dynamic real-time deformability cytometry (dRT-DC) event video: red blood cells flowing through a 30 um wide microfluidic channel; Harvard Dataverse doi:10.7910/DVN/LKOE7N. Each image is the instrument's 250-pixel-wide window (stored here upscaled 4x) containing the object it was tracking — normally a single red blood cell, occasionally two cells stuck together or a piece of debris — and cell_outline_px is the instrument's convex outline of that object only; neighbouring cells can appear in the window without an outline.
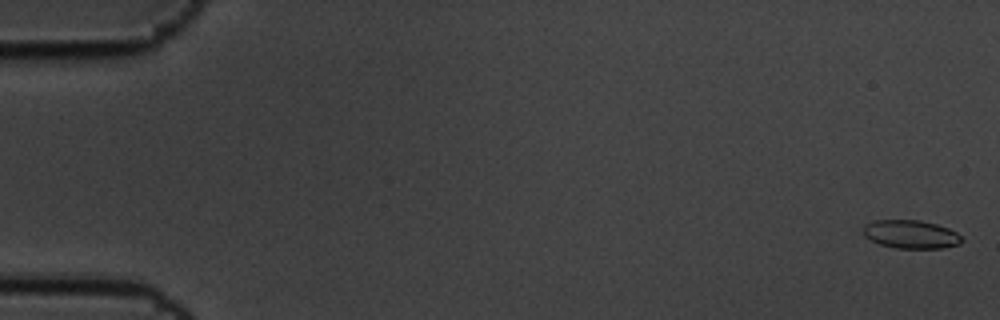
{"species": "common noctule bat (a hibernating species)", "species_latin": "Nyctalus noctula", "temperature_condition": "cold", "stored_images_in_passage": 8, "camera_frame_rate_fps": 3000, "um_per_image_px": 0.085, "animal": {"sex": "male", "body_mass_g": 19.5, "forearm_length_mm": 54.6}, "frame": {"image": 1, "passage_image": 1, "time_ms": 0.0, "image_size_px": [1000, 320], "cell_outline_px": [[964, 240], [960, 244], [940, 248], [896, 248], [880, 244], [864, 236], [864, 224], [876, 220], [920, 220], [936, 224], [948, 228], [956, 232]], "centroid_in_image_um": [77.43, 19.91], "position_along_channel_um": 7.6, "area_um2": 16.18}}
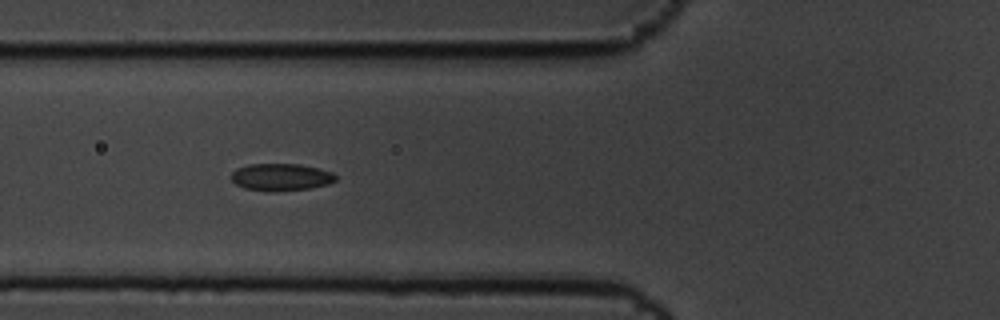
{"frame": {"image": 2, "passage_image": 7, "time_ms": 2.0, "image_size_px": [1000, 320], "cell_outline_px": [[336, 180], [328, 184], [312, 188], [272, 192], [244, 188], [236, 184], [232, 180], [232, 172], [236, 168], [248, 164], [300, 164], [332, 172], [336, 176]], "centroid_in_image_um": [23.87, 15.06], "position_along_channel_um": 101.9, "area_um2": 16.59}}
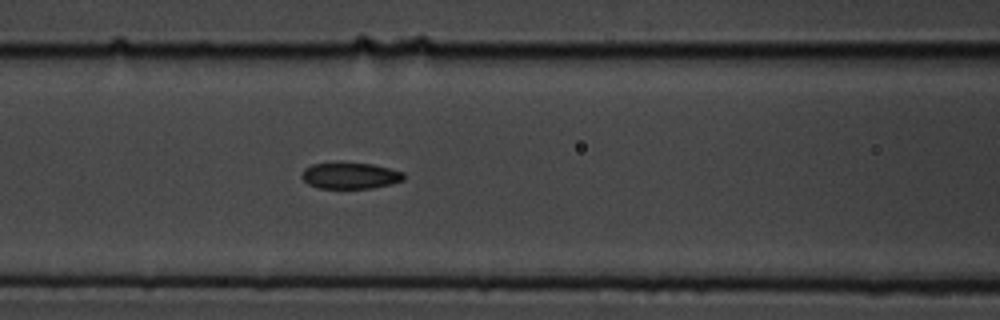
{"frame": {"image": 3, "passage_image": 8, "time_ms": 2.333, "image_size_px": [1000, 320], "cell_outline_px": [[404, 180], [392, 184], [372, 188], [320, 188], [308, 184], [300, 176], [304, 168], [312, 164], [336, 160], [372, 164], [404, 172]], "centroid_in_image_um": [29.73, 14.89], "position_along_channel_um": 136.9, "area_um2": 16.18}}